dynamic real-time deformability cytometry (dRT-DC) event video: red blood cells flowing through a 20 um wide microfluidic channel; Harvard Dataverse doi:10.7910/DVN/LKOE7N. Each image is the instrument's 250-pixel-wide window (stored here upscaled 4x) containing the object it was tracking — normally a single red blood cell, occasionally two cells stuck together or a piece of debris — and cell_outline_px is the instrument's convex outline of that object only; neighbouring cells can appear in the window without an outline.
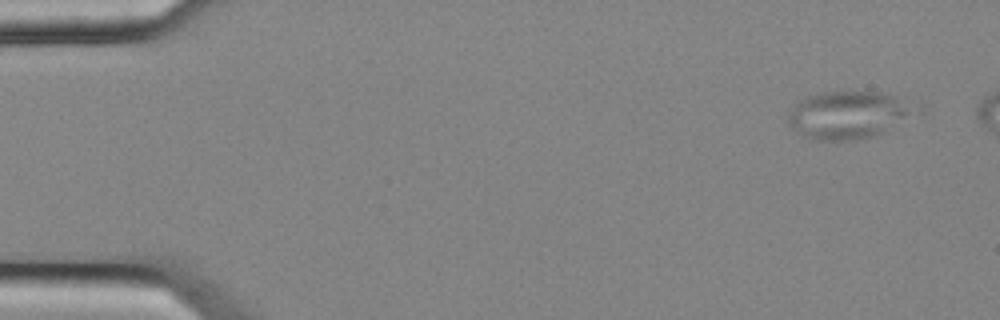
{"species": "common noctule bat (a hibernating species)", "species_latin": "Nyctalus noctula", "temperature_condition": "cold", "stored_images_in_passage": 48, "camera_frame_rate_fps": 3000, "um_per_image_px": 0.085, "animal": {"sex": "female", "body_mass_g": 25.1}, "frame": {"image": 1, "passage_image": 1, "time_ms": 0.0, "image_size_px": [1000, 320], "cell_outline_px": [[908, 112], [884, 132], [876, 136], [852, 140], [820, 140], [808, 136], [788, 124], [788, 112], [800, 100], [808, 96], [824, 92], [880, 92], [896, 96]], "centroid_in_image_um": [71.9, 9.77], "position_along_channel_um": 13.1, "area_um2": 33.12}}
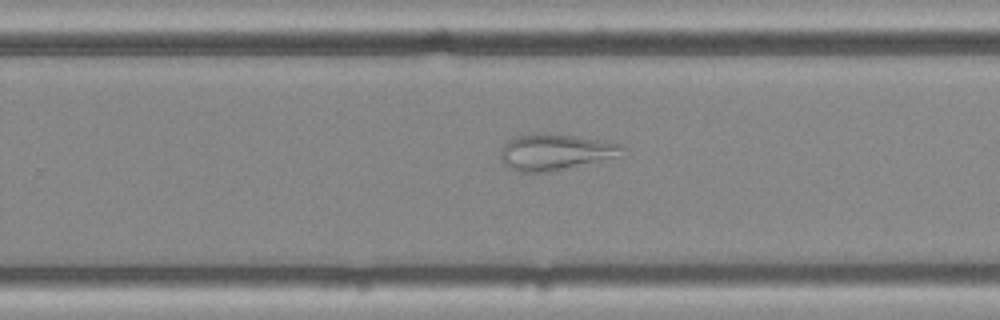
{"frame": {"image": 2, "passage_image": 33, "time_ms": 10.667, "image_size_px": [1000, 320], "cell_outline_px": [[624, 148], [616, 156], [548, 172], [520, 172], [508, 168], [504, 164], [500, 156], [500, 152], [504, 144], [516, 136], [536, 132], [544, 132], [576, 136], [600, 140], [620, 144]], "centroid_in_image_um": [47.1, 12.9], "position_along_channel_um": 282.7, "area_um2": 25.26}}
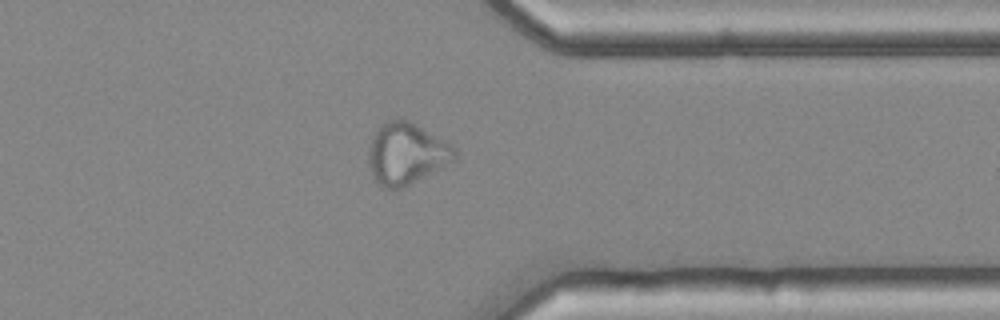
{"frame": {"image": 3, "passage_image": 41, "time_ms": 13.333, "image_size_px": [1000, 320], "cell_outline_px": [[456, 160], [404, 188], [384, 188], [372, 176], [368, 164], [368, 148], [372, 136], [388, 120], [400, 116], [448, 140], [456, 148]], "centroid_in_image_um": [34.57, 13.04], "position_along_channel_um": 376.8, "area_um2": 31.39}}